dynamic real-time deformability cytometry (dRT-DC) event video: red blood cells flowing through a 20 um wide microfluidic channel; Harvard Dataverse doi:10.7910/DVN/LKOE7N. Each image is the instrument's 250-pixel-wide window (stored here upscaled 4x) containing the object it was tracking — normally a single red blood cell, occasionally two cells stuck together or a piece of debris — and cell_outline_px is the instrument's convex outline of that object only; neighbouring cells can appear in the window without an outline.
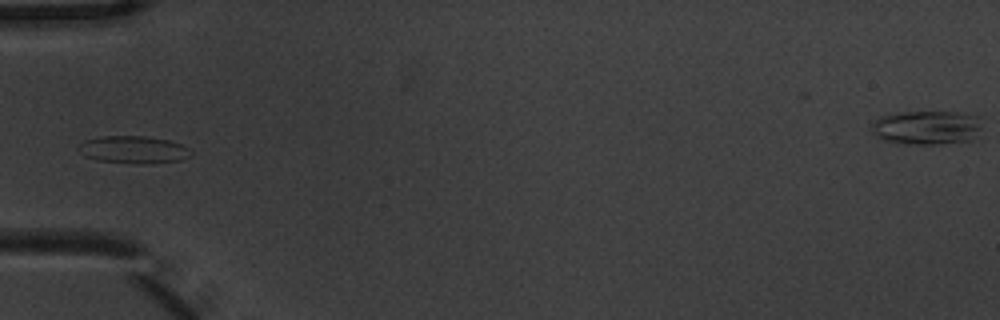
{"species": "common noctule bat (a hibernating species)", "species_latin": "Nyctalus noctula", "temperature_condition": "warm", "stored_images_in_passage": 6, "camera_frame_rate_fps": 3000, "um_per_image_px": 0.085, "animal": {"sex": "male", "body_mass_g": 20.1, "forearm_length_mm": 53.5}, "frame": {"image": 1, "passage_image": 6, "time_ms": 1.667, "image_size_px": [1000, 320], "cell_outline_px": [[192, 156], [180, 160], [152, 164], [144, 164], [96, 160], [84, 156], [76, 148], [84, 140], [100, 136], [144, 136], [168, 140], [180, 144], [188, 148], [192, 152]], "centroid_in_image_um": [11.33, 12.73], "position_along_channel_um": 73.7, "area_um2": 18.09}}